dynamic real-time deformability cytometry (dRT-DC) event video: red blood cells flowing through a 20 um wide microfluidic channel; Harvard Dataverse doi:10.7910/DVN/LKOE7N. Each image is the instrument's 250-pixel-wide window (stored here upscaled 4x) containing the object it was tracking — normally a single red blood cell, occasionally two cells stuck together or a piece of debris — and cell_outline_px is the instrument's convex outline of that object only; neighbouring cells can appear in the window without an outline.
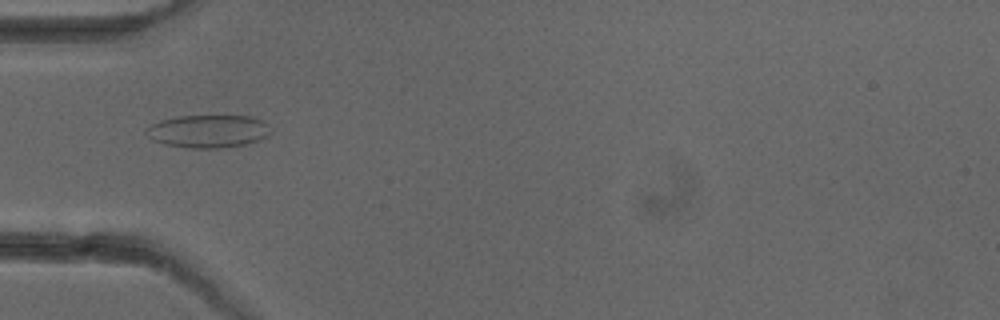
{"species": "common noctule bat (a hibernating species)", "species_latin": "Nyctalus noctula", "temperature_condition": "cold", "stored_images_in_passage": 39, "camera_frame_rate_fps": 3000, "um_per_image_px": 0.085, "animal": {"sex": "female"}, "frame": {"image": 1, "passage_image": 4, "time_ms": 1.0, "image_size_px": [1000, 320], "cell_outline_px": [[272, 132], [268, 136], [260, 140], [244, 144], [224, 148], [188, 148], [164, 144], [152, 140], [144, 132], [152, 124], [160, 120], [176, 116], [252, 116], [264, 120], [268, 124]], "centroid_in_image_um": [17.73, 11.15], "position_along_channel_um": 67.3, "area_um2": 24.1}}
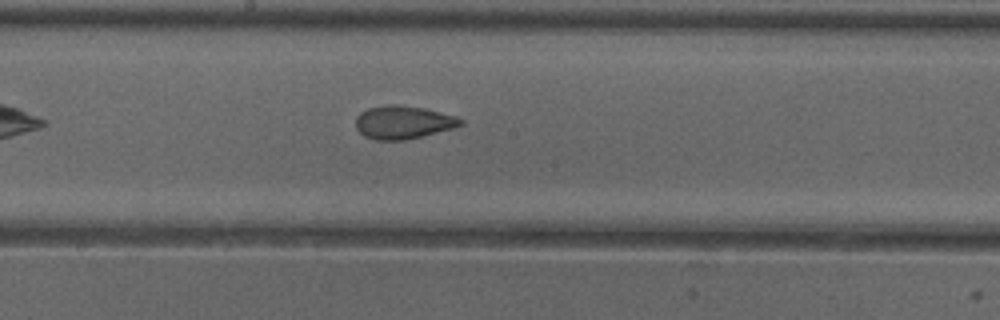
{"frame": {"image": 2, "passage_image": 15, "time_ms": 4.667, "image_size_px": [1000, 320], "cell_outline_px": [[464, 124], [452, 128], [404, 140], [376, 140], [364, 136], [356, 128], [356, 116], [360, 112], [368, 108], [384, 104], [396, 104], [424, 108], [456, 116], [464, 120]], "centroid_in_image_um": [34.24, 10.38], "position_along_channel_um": 214.0, "area_um2": 20.23}}
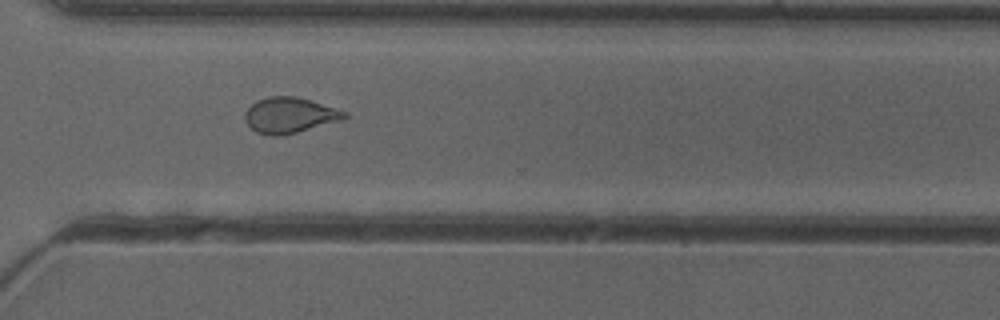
{"frame": {"image": 3, "passage_image": 25, "time_ms": 8.0, "image_size_px": [1000, 320], "cell_outline_px": [[348, 116], [340, 120], [296, 132], [276, 136], [268, 136], [256, 132], [244, 120], [244, 112], [256, 100], [268, 96], [296, 96], [312, 100], [348, 112]], "centroid_in_image_um": [24.59, 9.77], "position_along_channel_um": 346.0, "area_um2": 20.63}, "authors_computed_cell_mechanics": {"area_um2": 20.5768, "velocity_mm_per_s": 3.9824, "shape_relaxation_time_tau1_ms": null, "shape_relaxation_time_tau2_ms": 1.5669, "deformation_change_tau1": null, "deformation_change_tau2": 0.0737}}